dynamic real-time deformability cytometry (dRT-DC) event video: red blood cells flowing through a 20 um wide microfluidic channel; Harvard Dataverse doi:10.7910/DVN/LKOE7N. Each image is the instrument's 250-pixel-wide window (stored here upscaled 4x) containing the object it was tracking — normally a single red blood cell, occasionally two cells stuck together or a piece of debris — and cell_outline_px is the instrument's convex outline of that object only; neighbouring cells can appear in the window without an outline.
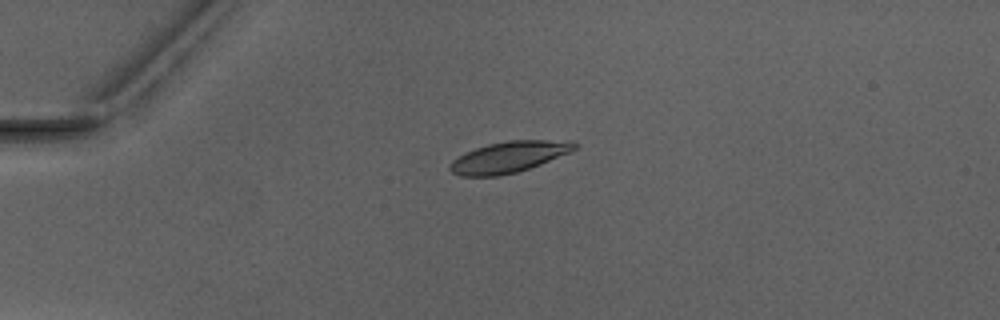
{"species": "Egyptian fruit bat (a non-hibernating species)", "species_latin": "Rousettus aegyptiacus", "temperature_condition": "warm", "stored_images_in_passage": 2, "camera_frame_rate_fps": 3000, "um_per_image_px": 0.085, "animal": {"sex": "male"}, "frame": {"image": 1, "passage_image": 1, "time_ms": 0.0, "image_size_px": [1000, 320], "cell_outline_px": [[580, 144], [576, 148], [568, 152], [540, 164], [516, 172], [500, 176], [460, 176], [452, 172], [448, 168], [452, 160], [464, 152], [488, 144], [508, 140], [572, 140]], "centroid_in_image_um": [43.23, 13.33], "position_along_channel_um": 41.8, "area_um2": 22.54}}